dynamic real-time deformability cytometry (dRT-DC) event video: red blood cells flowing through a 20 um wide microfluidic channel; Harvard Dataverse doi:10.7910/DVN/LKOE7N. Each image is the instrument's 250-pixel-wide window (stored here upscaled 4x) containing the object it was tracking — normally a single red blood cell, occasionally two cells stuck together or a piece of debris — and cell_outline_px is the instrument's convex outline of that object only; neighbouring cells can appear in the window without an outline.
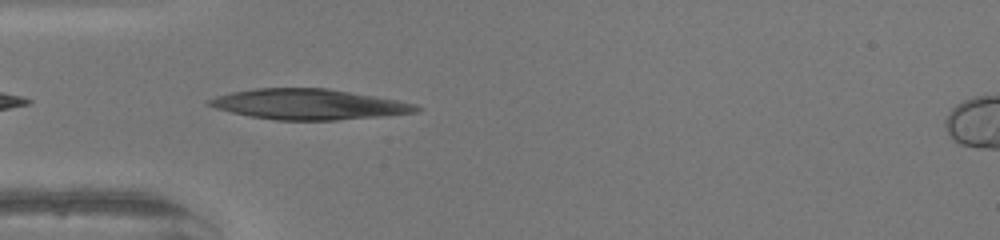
{"species": "human", "species_latin": "Homo sapiens", "temperature_condition": "warm", "stored_images_in_passage": 34, "camera_frame_rate_fps": 3000, "um_per_image_px": 0.085, "donor": {"sex": "female"}, "frame": {"image": 1, "passage_image": 1, "time_ms": 0.0, "image_size_px": [1000, 240], "cell_outline_px": [[424, 108], [416, 112], [380, 116], [336, 120], [276, 120], [248, 116], [216, 108], [204, 104], [204, 100], [216, 96], [232, 92], [256, 88], [328, 88], [376, 96], [416, 104]], "centroid_in_image_um": [26.21, 8.86], "position_along_channel_um": 58.8, "area_um2": 36.82}}
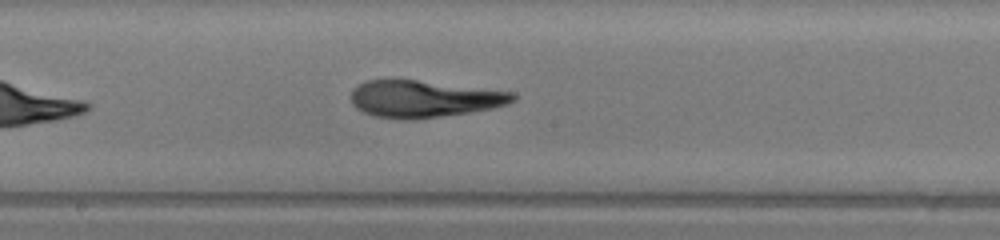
{"frame": {"image": 2, "passage_image": 12, "time_ms": 3.667, "image_size_px": [1000, 240], "cell_outline_px": [[516, 100], [508, 104], [492, 108], [468, 112], [416, 120], [404, 120], [376, 116], [364, 112], [356, 108], [352, 104], [352, 88], [356, 84], [364, 80], [416, 80], [516, 92]], "centroid_in_image_um": [36.03, 8.4], "position_along_channel_um": 212.2, "area_um2": 34.97}}
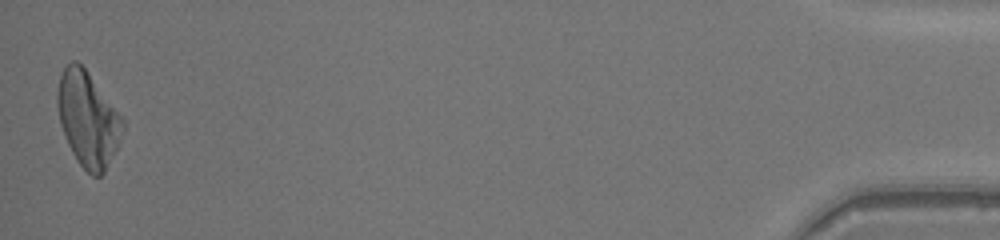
{"frame": {"image": 3, "passage_image": 34, "time_ms": 11.0, "image_size_px": [1000, 240], "cell_outline_px": [[124, 128], [120, 144], [104, 172], [100, 176], [92, 176], [76, 160], [68, 144], [60, 124], [56, 104], [56, 92], [60, 76], [64, 68], [72, 60], [76, 60], [84, 68], [124, 120]], "centroid_in_image_um": [7.46, 10.15], "position_along_channel_um": 427.7, "area_um2": 35.84}, "authors_computed_cell_mechanics": {"area_um2": 34.7667, "velocity_mm_per_s": 4.2869, "shape_relaxation_time_tau1_ms": 5.3626, "shape_relaxation_time_tau2_ms": 2.3778, "deformation_change_tau1": 0.2534, "deformation_change_tau2": 0.0971}}